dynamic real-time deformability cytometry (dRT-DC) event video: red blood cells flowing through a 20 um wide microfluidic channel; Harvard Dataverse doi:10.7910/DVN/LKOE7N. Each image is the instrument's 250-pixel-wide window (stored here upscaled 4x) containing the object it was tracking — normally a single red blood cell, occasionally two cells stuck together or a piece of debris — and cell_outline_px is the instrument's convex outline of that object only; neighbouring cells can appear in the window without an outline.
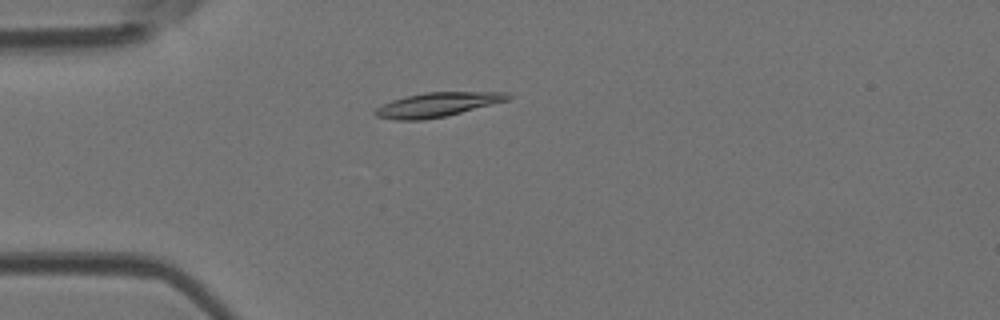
{"species": "Egyptian fruit bat (a non-hibernating species)", "species_latin": "Rousettus aegyptiacus", "temperature_condition": "room temperature", "stored_images_in_passage": 3, "camera_frame_rate_fps": 3000, "um_per_image_px": 0.085, "animal": {"sex": "female"}, "frame": {"image": 1, "passage_image": 3, "time_ms": 0.667, "image_size_px": [1000, 320], "cell_outline_px": [[512, 96], [508, 100], [444, 116], [424, 120], [396, 120], [376, 116], [372, 112], [376, 108], [392, 100], [404, 96], [424, 92], [508, 92]], "centroid_in_image_um": [37.13, 8.89], "position_along_channel_um": 47.9, "area_um2": 18.61}}